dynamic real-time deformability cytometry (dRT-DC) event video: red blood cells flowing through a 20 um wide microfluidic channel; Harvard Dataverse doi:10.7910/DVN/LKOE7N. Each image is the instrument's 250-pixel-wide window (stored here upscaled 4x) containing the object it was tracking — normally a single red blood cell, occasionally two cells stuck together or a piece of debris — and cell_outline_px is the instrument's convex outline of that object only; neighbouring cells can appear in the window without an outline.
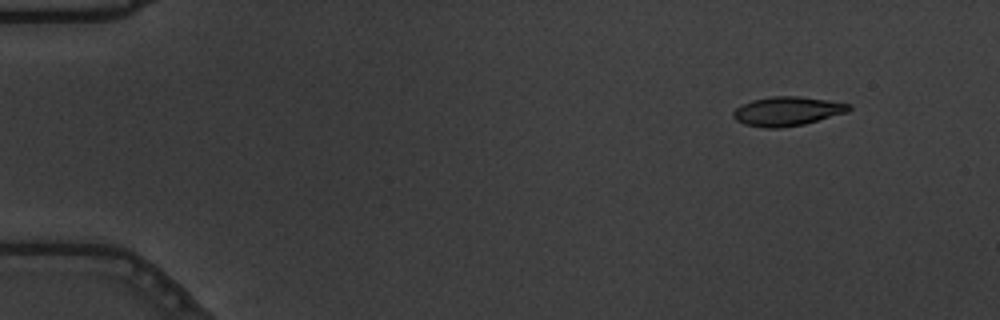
{"species": "common noctule bat (a hibernating species)", "species_latin": "Nyctalus noctula", "temperature_condition": "warm", "stored_images_in_passage": 53, "camera_frame_rate_fps": 3000, "um_per_image_px": 0.085, "animal": {"sex": "male", "body_mass_g": 19.5, "forearm_length_mm": 54.6}, "frame": {"image": 1, "passage_image": 3, "time_ms": 0.667, "image_size_px": [1000, 320], "cell_outline_px": [[852, 108], [848, 112], [804, 124], [780, 128], [764, 128], [744, 124], [736, 120], [732, 116], [732, 112], [736, 108], [752, 100], [772, 96], [800, 96], [828, 100], [852, 104]], "centroid_in_image_um": [66.93, 9.45], "position_along_channel_um": 18.1, "area_um2": 19.71}}
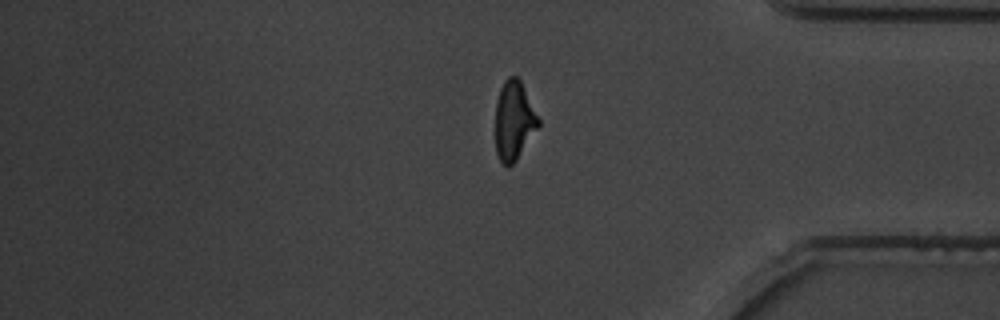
{"frame": {"image": 2, "passage_image": 44, "time_ms": 14.333, "image_size_px": [1000, 320], "cell_outline_px": [[540, 124], [516, 160], [508, 168], [500, 160], [496, 152], [496, 100], [500, 88], [504, 80], [508, 76], [516, 76], [520, 80], [540, 120]], "centroid_in_image_um": [43.67, 10.24], "position_along_channel_um": 391.5, "area_um2": 19.59}}
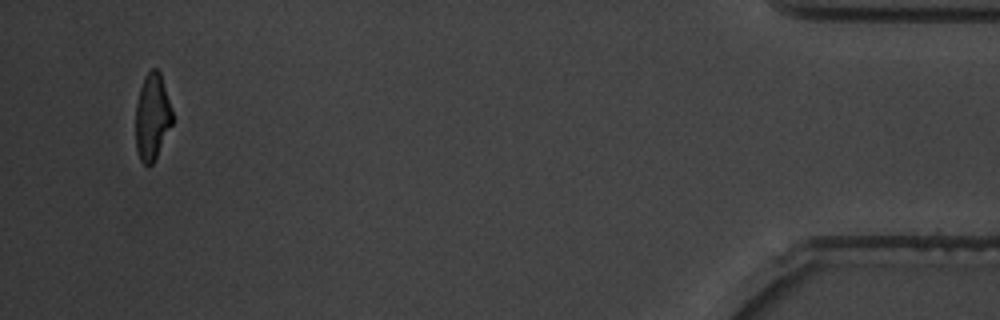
{"frame": {"image": 3, "passage_image": 51, "time_ms": 16.667, "image_size_px": [1000, 320], "cell_outline_px": [[172, 124], [152, 164], [148, 168], [140, 160], [136, 148], [136, 104], [140, 88], [144, 76], [152, 68], [156, 68], [160, 72], [172, 108]], "centroid_in_image_um": [12.93, 9.92], "position_along_channel_um": 422.3, "area_um2": 18.44}, "authors_computed_cell_mechanics": {"area_um2": 20.0566, "velocity_mm_per_s": 3.6881, "shape_relaxation_time_tau1_ms": 3.9685, "shape_relaxation_time_tau2_ms": 2.0089, "deformation_change_tau1": 0.2012, "deformation_change_tau2": 0.1043}}